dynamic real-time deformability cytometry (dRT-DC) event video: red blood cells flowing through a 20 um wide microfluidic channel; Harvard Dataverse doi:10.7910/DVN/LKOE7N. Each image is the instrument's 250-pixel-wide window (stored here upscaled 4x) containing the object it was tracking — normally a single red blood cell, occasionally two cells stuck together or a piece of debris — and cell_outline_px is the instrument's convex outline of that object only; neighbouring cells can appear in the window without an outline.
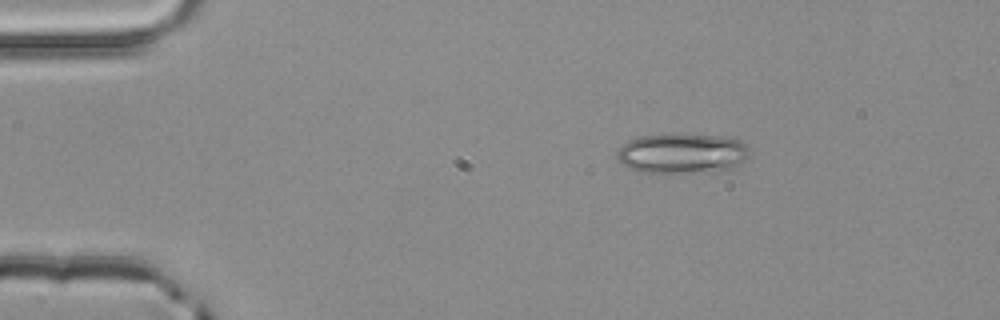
{"species": "common noctule bat (a hibernating species)", "species_latin": "Nyctalus noctula", "temperature_condition": "room temperature", "stored_images_in_passage": 2, "camera_frame_rate_fps": 3000, "um_per_image_px": 0.085, "animal": {"sex": "male", "body_mass_g": 20.4}, "frame": {"image": 1, "passage_image": 1, "time_ms": 0.0, "image_size_px": [1000, 320], "cell_outline_px": [[748, 156], [744, 160], [728, 172], [644, 172], [632, 168], [624, 164], [616, 156], [616, 152], [628, 140], [640, 136], [720, 136], [740, 140], [748, 148]], "centroid_in_image_um": [58.03, 13.07], "position_along_channel_um": 27.0, "area_um2": 30.23}}